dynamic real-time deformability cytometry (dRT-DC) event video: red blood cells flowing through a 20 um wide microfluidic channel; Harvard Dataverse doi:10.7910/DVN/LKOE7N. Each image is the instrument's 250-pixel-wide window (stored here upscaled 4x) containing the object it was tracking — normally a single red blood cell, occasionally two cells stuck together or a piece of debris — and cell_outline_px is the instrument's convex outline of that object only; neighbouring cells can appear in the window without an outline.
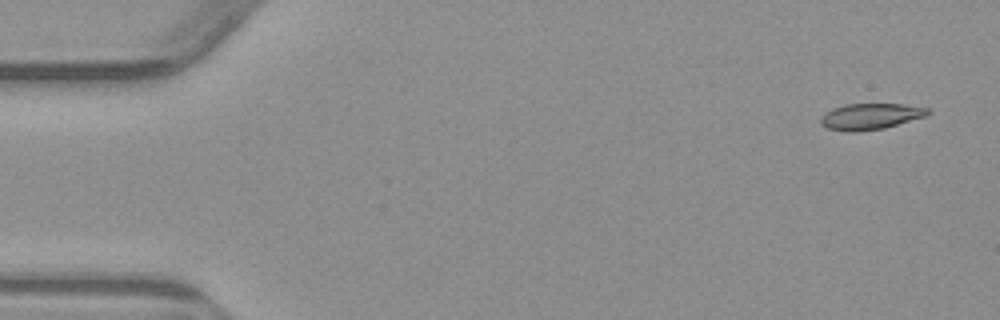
{"species": "common noctule bat (a hibernating species)", "species_latin": "Nyctalus noctula", "temperature_condition": "warm", "stored_images_in_passage": 4, "camera_frame_rate_fps": 3000, "um_per_image_px": 0.085, "animal": {"sex": "male", "body_mass_g": 23.1, "forearm_length_mm": 52.7}, "frame": {"image": 1, "passage_image": 1, "time_ms": 0.0, "image_size_px": [1000, 320], "cell_outline_px": [[932, 112], [928, 116], [884, 128], [856, 132], [848, 132], [828, 128], [820, 124], [820, 116], [824, 112], [832, 108], [844, 104], [904, 104], [928, 108]], "centroid_in_image_um": [73.99, 9.89], "position_along_channel_um": 11.0, "area_um2": 16.59}}
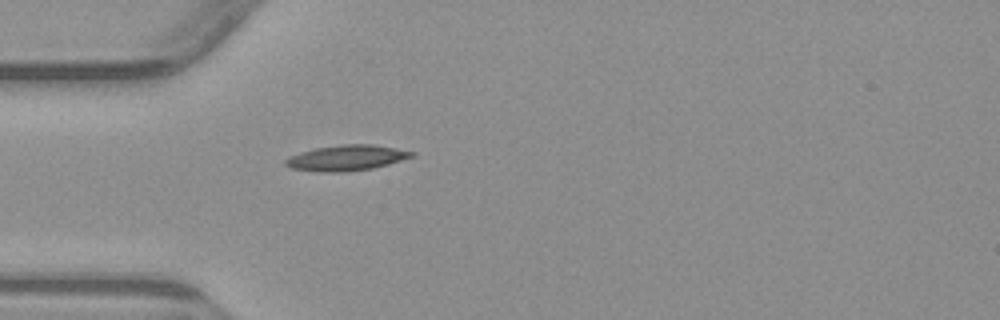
{"frame": {"image": 2, "passage_image": 4, "time_ms": 4.333, "image_size_px": [1000, 320], "cell_outline_px": [[416, 156], [388, 164], [372, 168], [344, 172], [320, 172], [288, 168], [284, 164], [284, 160], [288, 156], [300, 152], [316, 148], [344, 144], [372, 144], [396, 148], [416, 152]], "centroid_in_image_um": [29.44, 13.42], "position_along_channel_um": 55.6, "area_um2": 18.96}}